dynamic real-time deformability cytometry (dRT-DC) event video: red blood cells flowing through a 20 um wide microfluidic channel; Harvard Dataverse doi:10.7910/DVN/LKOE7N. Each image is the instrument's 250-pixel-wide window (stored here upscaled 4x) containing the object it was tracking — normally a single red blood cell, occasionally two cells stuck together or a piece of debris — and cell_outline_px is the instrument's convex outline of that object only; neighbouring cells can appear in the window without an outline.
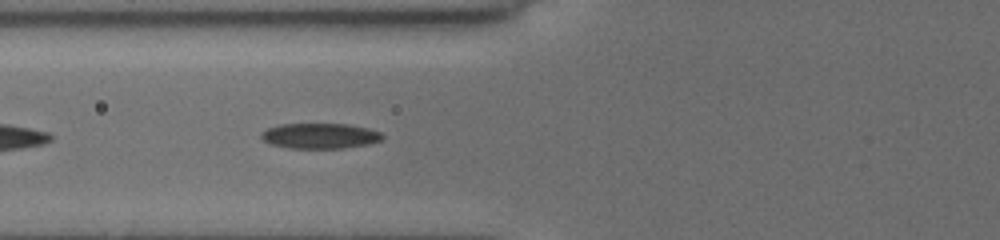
{"species": "common noctule bat (a hibernating species)", "species_latin": "Nyctalus noctula", "temperature_condition": "cold", "stored_images_in_passage": 8, "camera_frame_rate_fps": 3000, "um_per_image_px": 0.085, "animal": {"sex": "female", "body_mass_g": 19.5, "forearm_length_mm": 54.1}, "frame": {"image": 1, "passage_image": 5, "time_ms": 1.333, "image_size_px": [1000, 240], "cell_outline_px": [[384, 136], [380, 140], [368, 144], [344, 148], [288, 148], [272, 144], [264, 140], [260, 136], [268, 128], [280, 124], [348, 124], [368, 128], [380, 132]], "centroid_in_image_um": [27.22, 11.55], "position_along_channel_um": 98.6, "area_um2": 17.74}}